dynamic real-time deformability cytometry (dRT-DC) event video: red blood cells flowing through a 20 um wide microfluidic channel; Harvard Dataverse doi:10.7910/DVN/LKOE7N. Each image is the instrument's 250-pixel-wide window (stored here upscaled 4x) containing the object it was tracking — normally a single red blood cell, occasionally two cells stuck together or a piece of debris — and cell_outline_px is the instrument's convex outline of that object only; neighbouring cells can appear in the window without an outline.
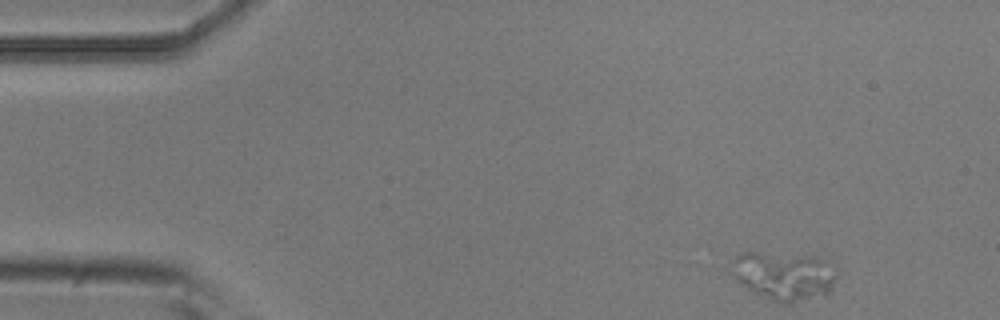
{"species": "common noctule bat (a hibernating species)", "species_latin": "Nyctalus noctula", "temperature_condition": "room temperature", "stored_images_in_passage": 4, "camera_frame_rate_fps": 3000, "um_per_image_px": 0.085, "animal": {"sex": "male", "body_mass_g": 20.5, "forearm_length_mm": 52.5}, "frame": {"image": 1, "passage_image": 1, "time_ms": 0.0, "image_size_px": [1000, 320], "cell_outline_px": [[836, 276], [832, 292], [828, 296], [792, 304], [784, 304], [772, 300], [740, 284], [736, 280], [732, 260], [740, 252], [756, 252], [816, 256], [836, 268]], "centroid_in_image_um": [66.72, 23.47], "position_along_channel_um": 18.3, "area_um2": 30.06}}
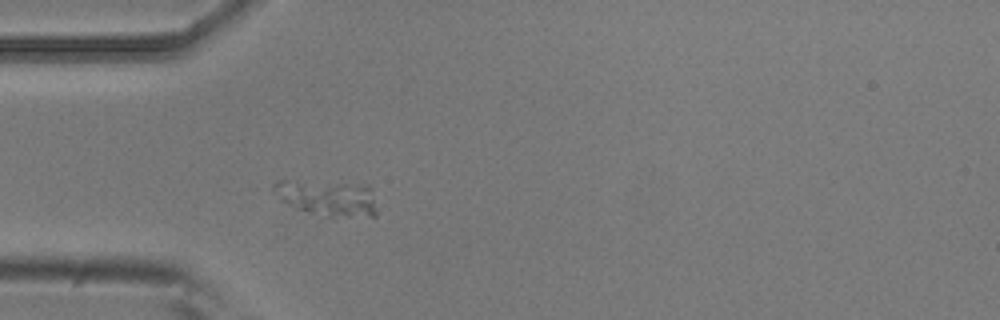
{"frame": {"image": 2, "passage_image": 4, "time_ms": 1.0, "image_size_px": [1000, 320], "cell_outline_px": [[376, 216], [336, 220], [296, 208], [280, 200], [272, 192], [272, 184], [276, 180], [284, 180], [368, 184], [372, 188], [376, 208]], "centroid_in_image_um": [27.87, 16.85], "position_along_channel_um": 57.1, "area_um2": 22.54}}